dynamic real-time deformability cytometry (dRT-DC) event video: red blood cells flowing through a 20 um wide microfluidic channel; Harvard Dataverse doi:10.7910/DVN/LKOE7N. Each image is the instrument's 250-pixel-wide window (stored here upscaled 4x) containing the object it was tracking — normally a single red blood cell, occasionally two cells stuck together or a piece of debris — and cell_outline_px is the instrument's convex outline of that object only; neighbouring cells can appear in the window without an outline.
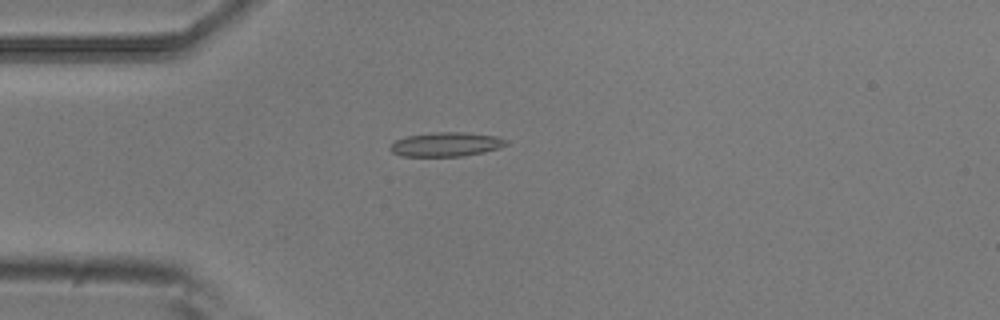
{"species": "common noctule bat (a hibernating species)", "species_latin": "Nyctalus noctula", "temperature_condition": "room temperature", "stored_images_in_passage": 2, "camera_frame_rate_fps": 3000, "um_per_image_px": 0.085, "animal": {"sex": "male", "body_mass_g": 20.5, "forearm_length_mm": 52.5}, "frame": {"image": 1, "passage_image": 2, "time_ms": 0.333, "image_size_px": [1000, 320], "cell_outline_px": [[508, 144], [484, 152], [464, 156], [400, 156], [392, 152], [388, 148], [396, 140], [408, 136], [432, 132], [464, 132], [496, 136], [508, 140]], "centroid_in_image_um": [37.91, 12.27], "position_along_channel_um": 47.1, "area_um2": 16.3}}